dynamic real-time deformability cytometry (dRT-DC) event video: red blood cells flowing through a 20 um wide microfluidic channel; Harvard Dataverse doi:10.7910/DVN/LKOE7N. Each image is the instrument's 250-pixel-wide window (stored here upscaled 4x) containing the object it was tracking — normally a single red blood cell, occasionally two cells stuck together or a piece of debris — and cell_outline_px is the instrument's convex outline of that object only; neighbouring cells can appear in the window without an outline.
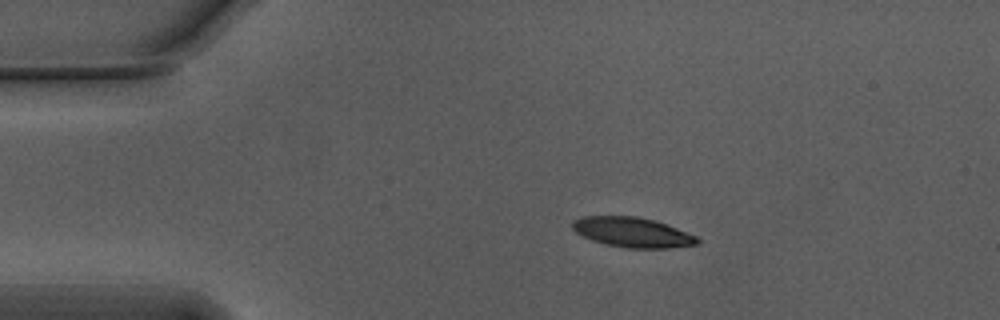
{"species": "Egyptian fruit bat (a non-hibernating species)", "species_latin": "Rousettus aegyptiacus", "temperature_condition": "warm", "stored_images_in_passage": 35, "camera_frame_rate_fps": 3000, "um_per_image_px": 0.085, "animal": {"sex": "male"}, "frame": {"image": 1, "passage_image": 1, "time_ms": 0.0, "image_size_px": [1000, 320], "cell_outline_px": [[700, 244], [668, 248], [628, 248], [604, 244], [592, 240], [576, 232], [572, 228], [572, 224], [576, 220], [584, 216], [636, 216], [656, 220], [668, 224], [696, 236], [700, 240]], "centroid_in_image_um": [53.8, 19.75], "position_along_channel_um": 31.2, "area_um2": 21.79}}
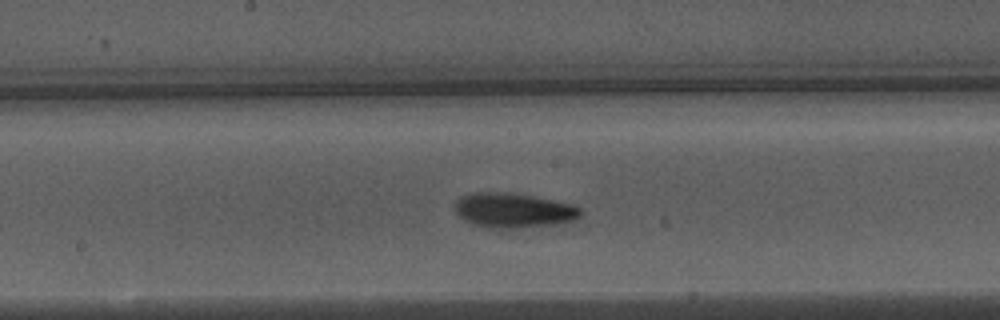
{"frame": {"image": 2, "passage_image": 19, "time_ms": 6.0, "image_size_px": [1000, 320], "cell_outline_px": [[580, 216], [572, 220], [552, 224], [512, 228], [484, 228], [472, 224], [464, 220], [456, 212], [456, 200], [464, 196], [476, 192], [504, 192], [532, 196], [572, 204], [580, 208]], "centroid_in_image_um": [43.6, 17.88], "position_along_channel_um": 204.6, "area_um2": 24.97}}
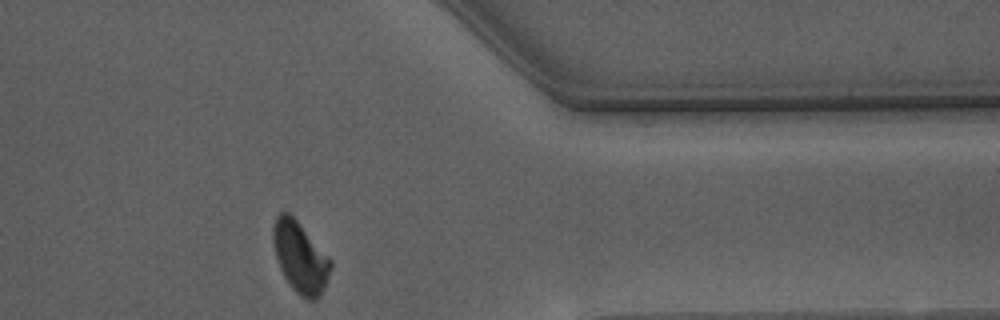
{"frame": {"image": 3, "passage_image": 35, "time_ms": 11.333, "image_size_px": [1000, 320], "cell_outline_px": [[332, 268], [324, 288], [320, 296], [316, 300], [308, 300], [300, 296], [292, 288], [284, 276], [280, 268], [276, 256], [272, 240], [272, 232], [276, 216], [280, 212], [288, 212], [296, 220], [332, 260]], "centroid_in_image_um": [25.52, 21.89], "position_along_channel_um": 385.9, "area_um2": 23.64}, "authors_computed_cell_mechanics": {"area_um2": 24.0448, "velocity_mm_per_s": 3.7281, "shape_relaxation_time_tau1_ms": 2.6816, "shape_relaxation_time_tau2_ms": 2.3978, "deformation_change_tau1": 0.1298, "deformation_change_tau2": 0.0855}}